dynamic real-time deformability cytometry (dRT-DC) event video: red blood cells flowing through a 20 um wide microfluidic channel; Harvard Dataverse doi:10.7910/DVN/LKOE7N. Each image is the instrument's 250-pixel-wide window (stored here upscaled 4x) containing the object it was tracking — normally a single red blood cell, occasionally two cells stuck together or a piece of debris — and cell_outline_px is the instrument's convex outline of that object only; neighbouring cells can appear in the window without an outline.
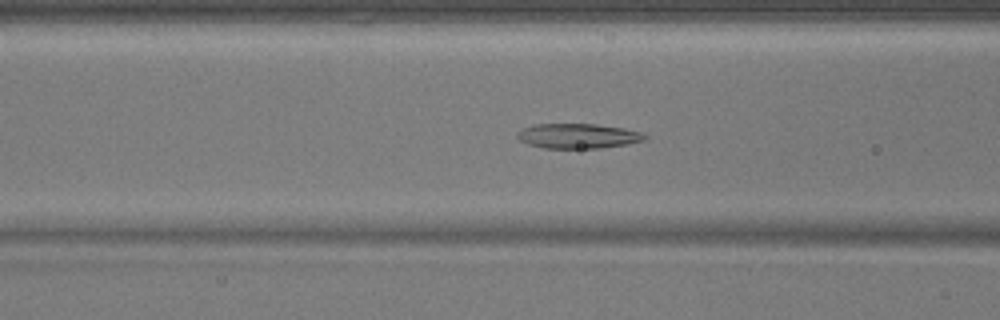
{"species": "common noctule bat (a hibernating species)", "species_latin": "Nyctalus noctula", "temperature_condition": "warm", "stored_images_in_passage": 51, "camera_frame_rate_fps": 3000, "um_per_image_px": 0.085, "animal": {"sex": "male", "body_mass_g": 17.9}, "frame": {"image": 1, "passage_image": 20, "time_ms": 6.333, "image_size_px": [1000, 320], "cell_outline_px": [[648, 136], [644, 140], [624, 144], [600, 148], [544, 148], [528, 144], [520, 140], [516, 136], [516, 132], [524, 128], [536, 124], [596, 124], [624, 128], [640, 132]], "centroid_in_image_um": [49.1, 11.55], "position_along_channel_um": 117.5, "area_um2": 18.32}}
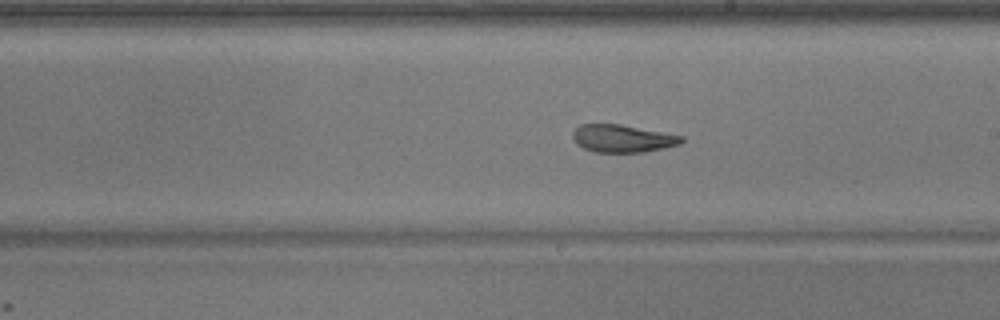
{"frame": {"image": 2, "passage_image": 29, "time_ms": 9.333, "image_size_px": [1000, 320], "cell_outline_px": [[684, 140], [680, 144], [664, 148], [644, 152], [596, 152], [584, 148], [576, 144], [572, 136], [572, 132], [580, 124], [620, 124], [684, 136]], "centroid_in_image_um": [52.91, 11.77], "position_along_channel_um": 236.1, "area_um2": 17.51}}
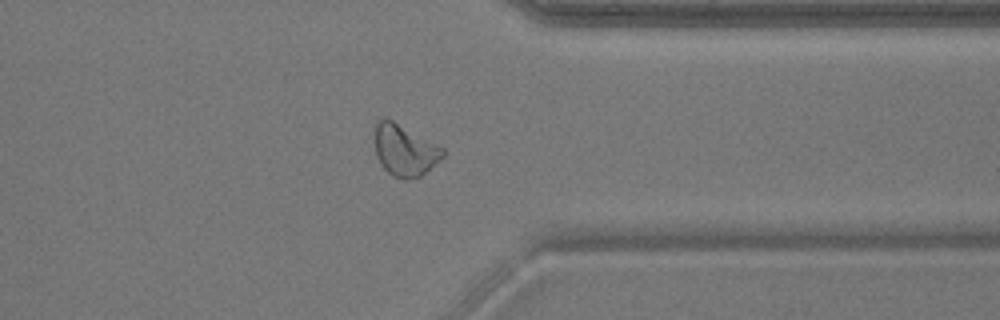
{"frame": {"image": 3, "passage_image": 40, "time_ms": 13.0, "image_size_px": [1000, 320], "cell_outline_px": [[444, 156], [420, 176], [408, 180], [404, 180], [392, 176], [380, 164], [376, 156], [376, 124], [384, 116], [392, 120], [444, 148]], "centroid_in_image_um": [34.39, 12.79], "position_along_channel_um": 377.0, "area_um2": 20.11}}